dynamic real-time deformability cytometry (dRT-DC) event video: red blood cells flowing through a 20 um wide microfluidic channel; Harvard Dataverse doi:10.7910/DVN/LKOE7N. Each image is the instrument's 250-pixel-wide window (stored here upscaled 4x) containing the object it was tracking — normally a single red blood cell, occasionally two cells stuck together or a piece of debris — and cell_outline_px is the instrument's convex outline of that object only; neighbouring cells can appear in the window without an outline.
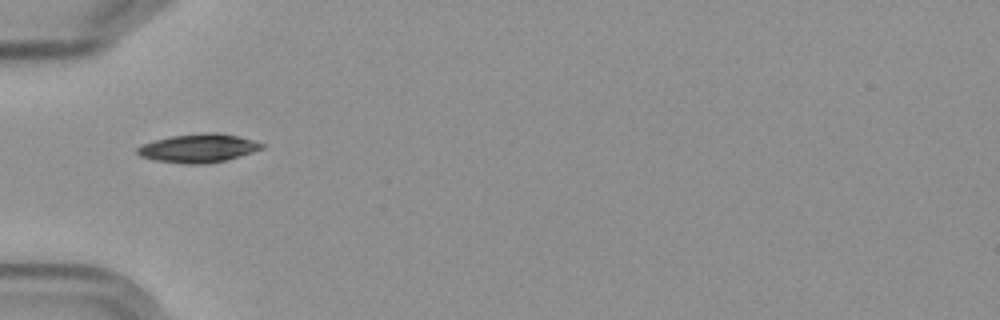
{"species": "Egyptian fruit bat (a non-hibernating species)", "species_latin": "Rousettus aegyptiacus", "temperature_condition": "cold", "stored_images_in_passage": 8, "camera_frame_rate_fps": 3000, "um_per_image_px": 0.085, "frame": {"image": 1, "passage_image": 2, "time_ms": 1.0, "image_size_px": [1000, 320], "cell_outline_px": [[264, 148], [252, 152], [224, 160], [204, 164], [188, 164], [156, 160], [140, 156], [136, 152], [136, 148], [144, 144], [156, 140], [172, 136], [204, 132], [216, 132], [236, 136], [252, 140], [264, 144]], "centroid_in_image_um": [16.85, 12.59], "position_along_channel_um": 68.1, "area_um2": 20.35}}
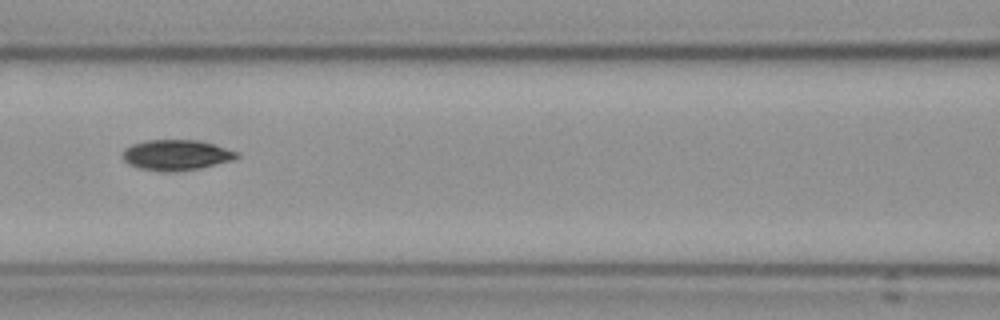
{"frame": {"image": 2, "passage_image": 4, "time_ms": 3.333, "image_size_px": [1000, 320], "cell_outline_px": [[240, 156], [232, 160], [200, 168], [168, 172], [164, 172], [140, 168], [128, 164], [124, 160], [124, 148], [132, 144], [148, 140], [200, 140], [240, 152]], "centroid_in_image_um": [15.01, 13.17], "position_along_channel_um": 151.6, "area_um2": 20.23}}
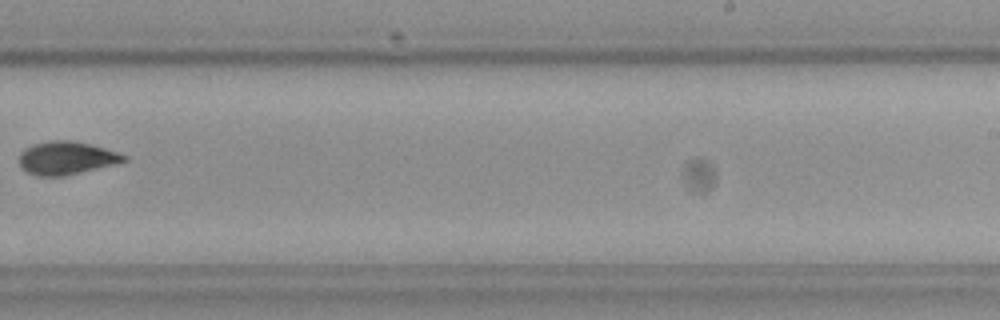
{"frame": {"image": 3, "passage_image": 7, "time_ms": 7.0, "image_size_px": [1000, 320], "cell_outline_px": [[128, 160], [64, 176], [36, 176], [20, 168], [16, 160], [20, 152], [24, 148], [32, 144], [52, 140], [72, 140], [104, 148], [128, 156]], "centroid_in_image_um": [5.54, 13.43], "position_along_channel_um": 283.5, "area_um2": 20.23}}